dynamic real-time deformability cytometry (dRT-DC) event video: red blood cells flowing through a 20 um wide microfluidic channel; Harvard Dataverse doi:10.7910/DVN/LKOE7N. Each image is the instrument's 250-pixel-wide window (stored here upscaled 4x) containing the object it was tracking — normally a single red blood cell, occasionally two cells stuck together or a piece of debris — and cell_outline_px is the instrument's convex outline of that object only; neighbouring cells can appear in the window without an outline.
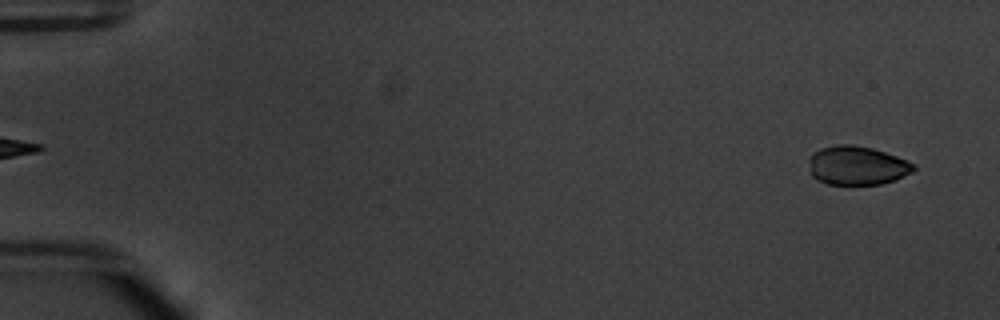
{"species": "common noctule bat (a hibernating species)", "species_latin": "Nyctalus noctula", "temperature_condition": "warm", "stored_images_in_passage": 54, "camera_frame_rate_fps": 3000, "um_per_image_px": 0.085, "animal": {"sex": "male", "body_mass_g": 20.1, "forearm_length_mm": 53.5}, "frame": {"image": 1, "passage_image": 3, "time_ms": 0.667, "image_size_px": [1000, 320], "cell_outline_px": [[916, 168], [912, 172], [896, 180], [880, 184], [852, 188], [828, 184], [812, 176], [808, 160], [808, 156], [812, 152], [820, 148], [840, 144], [852, 144], [872, 148], [896, 156], [916, 164]], "centroid_in_image_um": [72.83, 14.11], "position_along_channel_um": 12.2, "area_um2": 24.57}}
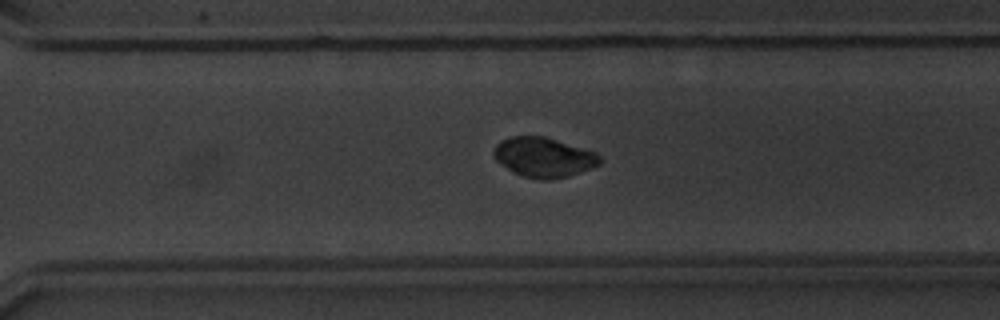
{"frame": {"image": 2, "passage_image": 39, "time_ms": 12.667, "image_size_px": [1000, 320], "cell_outline_px": [[604, 160], [600, 164], [568, 176], [552, 180], [540, 180], [524, 176], [512, 172], [496, 160], [492, 156], [492, 152], [496, 144], [500, 140], [512, 136], [544, 136], [584, 148], [596, 152]], "centroid_in_image_um": [46.2, 13.36], "position_along_channel_um": 324.4, "area_um2": 24.74}}
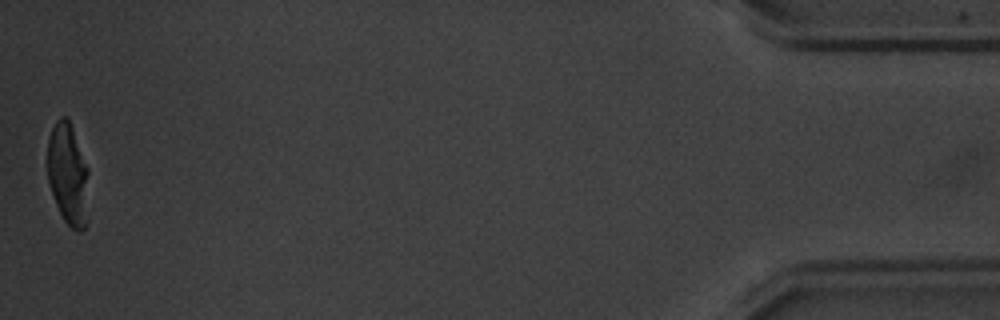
{"frame": {"image": 3, "passage_image": 54, "time_ms": 17.667, "image_size_px": [1000, 320], "cell_outline_px": [[88, 224], [80, 232], [76, 232], [64, 220], [56, 204], [48, 180], [48, 140], [52, 128], [56, 120], [60, 116], [64, 116], [68, 120], [72, 128], [88, 168]], "centroid_in_image_um": [5.8, 14.87], "position_along_channel_um": 429.4, "area_um2": 24.51}, "authors_computed_cell_mechanics": {"area_um2": 24.854, "velocity_mm_per_s": 3.7917, "shape_relaxation_time_tau1_ms": 2.2909, "shape_relaxation_time_tau2_ms": null, "deformation_change_tau1": 0.1085, "deformation_change_tau2": null}}